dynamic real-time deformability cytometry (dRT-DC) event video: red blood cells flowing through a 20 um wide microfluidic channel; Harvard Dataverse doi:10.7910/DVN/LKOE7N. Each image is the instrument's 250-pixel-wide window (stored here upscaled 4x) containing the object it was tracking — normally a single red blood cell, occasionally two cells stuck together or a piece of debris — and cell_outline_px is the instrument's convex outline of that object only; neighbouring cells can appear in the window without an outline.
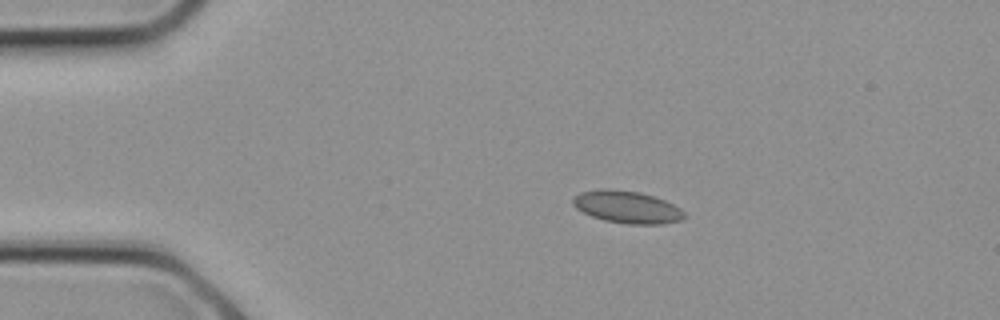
{"species": "common noctule bat (a hibernating species)", "species_latin": "Nyctalus noctula", "temperature_condition": "cold", "stored_images_in_passage": 24, "camera_frame_rate_fps": 3000, "um_per_image_px": 0.085, "animal": {"sex": "female", "body_mass_g": 21.9}, "frame": {"image": 1, "passage_image": 4, "time_ms": 1.0, "image_size_px": [1000, 320], "cell_outline_px": [[684, 216], [680, 220], [660, 224], [628, 224], [604, 220], [592, 216], [576, 208], [572, 204], [572, 200], [580, 192], [600, 188], [612, 188], [640, 192], [664, 200], [680, 208], [684, 212]], "centroid_in_image_um": [53.26, 17.58], "position_along_channel_um": 31.7, "area_um2": 20.87}}
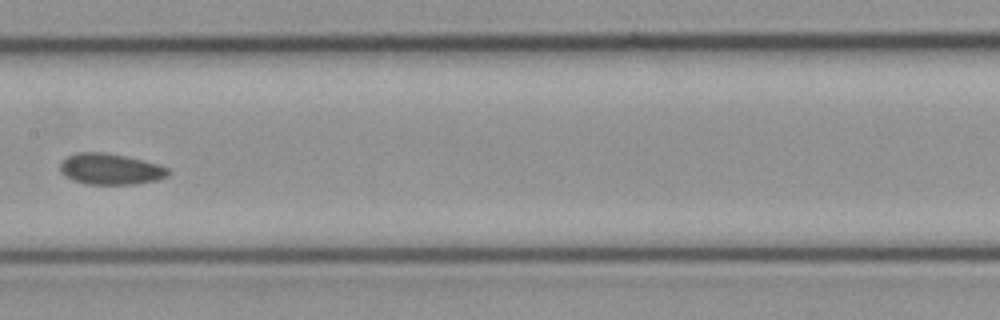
{"frame": {"image": 2, "passage_image": 12, "time_ms": 3.667, "image_size_px": [1000, 320], "cell_outline_px": [[168, 176], [156, 180], [136, 184], [88, 184], [72, 180], [60, 172], [60, 164], [68, 156], [76, 152], [104, 152], [128, 156], [160, 164], [168, 168]], "centroid_in_image_um": [9.4, 14.36], "position_along_channel_um": 198.0, "area_um2": 19.65}}
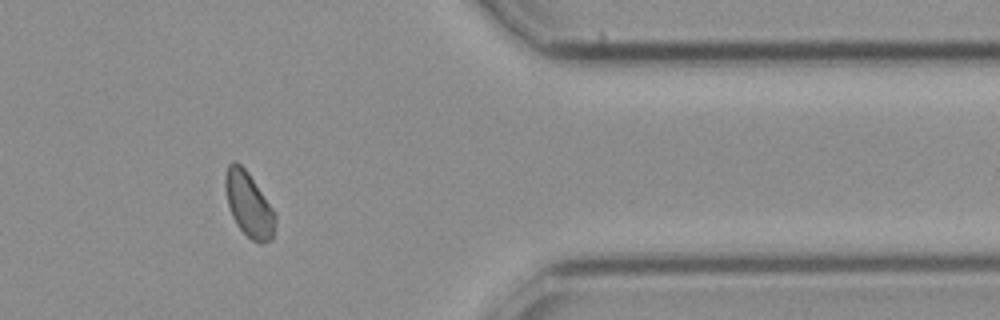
{"frame": {"image": 3, "passage_image": 20, "time_ms": 6.333, "image_size_px": [1000, 320], "cell_outline_px": [[276, 224], [272, 240], [264, 244], [260, 244], [252, 240], [236, 224], [232, 216], [228, 204], [224, 184], [224, 172], [228, 164], [232, 160], [236, 160], [248, 172], [276, 212]], "centroid_in_image_um": [21.16, 17.37], "position_along_channel_um": 390.2, "area_um2": 19.19}}